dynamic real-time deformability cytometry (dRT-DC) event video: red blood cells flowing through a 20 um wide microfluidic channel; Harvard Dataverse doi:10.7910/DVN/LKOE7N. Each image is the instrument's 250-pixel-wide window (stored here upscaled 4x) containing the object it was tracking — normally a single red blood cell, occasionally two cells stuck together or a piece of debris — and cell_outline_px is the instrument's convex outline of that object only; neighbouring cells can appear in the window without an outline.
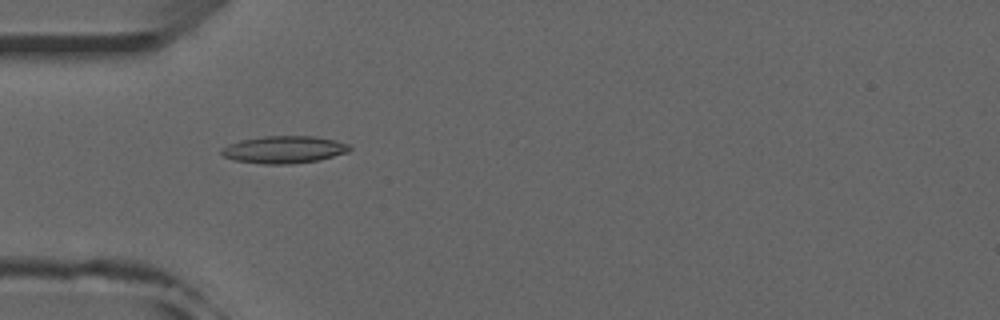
{"species": "common noctule bat (a hibernating species)", "species_latin": "Nyctalus noctula", "temperature_condition": "room temperature", "stored_images_in_passage": 52, "camera_frame_rate_fps": 3000, "um_per_image_px": 0.085, "animal": {"sex": "male", "forearm_length_mm": 52.5}, "frame": {"image": 1, "passage_image": 16, "time_ms": 5.0, "image_size_px": [1000, 320], "cell_outline_px": [[352, 148], [348, 152], [316, 160], [292, 164], [264, 164], [236, 160], [224, 156], [220, 152], [220, 148], [228, 144], [240, 140], [264, 136], [316, 136], [336, 140], [348, 144]], "centroid_in_image_um": [24.13, 12.7], "position_along_channel_um": 60.9, "area_um2": 20.35}}
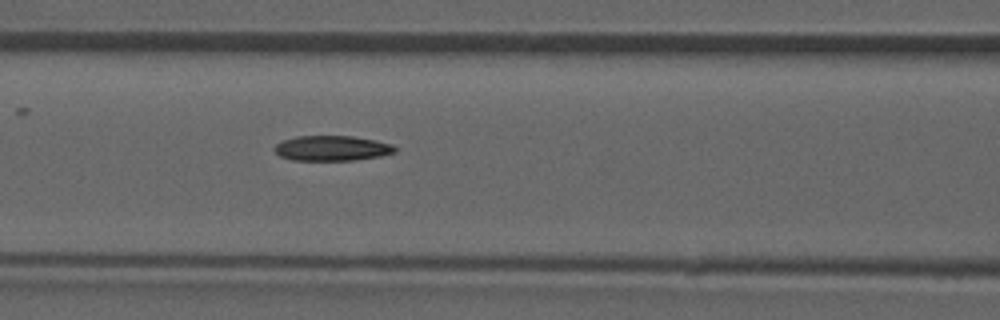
{"frame": {"image": 2, "passage_image": 22, "time_ms": 7.0, "image_size_px": [1000, 320], "cell_outline_px": [[396, 152], [380, 156], [356, 160], [292, 160], [280, 156], [272, 148], [276, 144], [284, 140], [296, 136], [352, 136], [376, 140], [392, 144], [396, 148]], "centroid_in_image_um": [28.22, 12.6], "position_along_channel_um": 138.4, "area_um2": 17.69}}
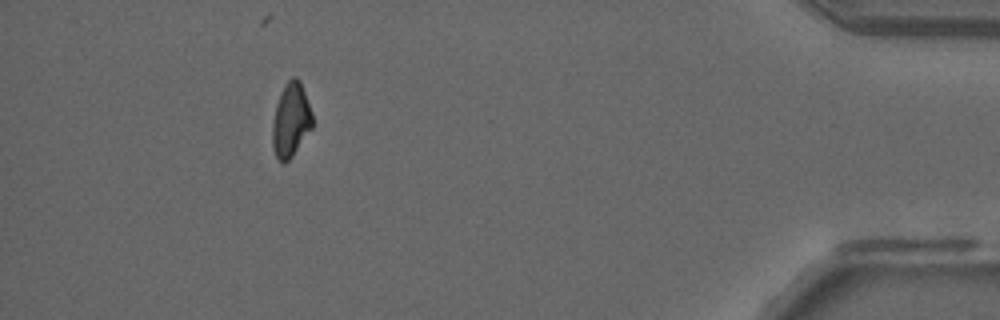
{"frame": {"image": 3, "passage_image": 47, "time_ms": 15.333, "image_size_px": [1000, 320], "cell_outline_px": [[312, 128], [292, 156], [284, 164], [276, 156], [272, 144], [272, 124], [276, 104], [280, 92], [284, 84], [292, 76], [296, 76], [300, 80], [312, 112]], "centroid_in_image_um": [24.72, 10.17], "position_along_channel_um": 410.5, "area_um2": 17.28}, "authors_computed_cell_mechanics": {"area_um2": 18.1203, "velocity_mm_per_s": 3.982, "shape_relaxation_time_tau1_ms": null, "shape_relaxation_time_tau2_ms": 7.8252, "deformation_change_tau1": null, "deformation_change_tau2": 0.16}}